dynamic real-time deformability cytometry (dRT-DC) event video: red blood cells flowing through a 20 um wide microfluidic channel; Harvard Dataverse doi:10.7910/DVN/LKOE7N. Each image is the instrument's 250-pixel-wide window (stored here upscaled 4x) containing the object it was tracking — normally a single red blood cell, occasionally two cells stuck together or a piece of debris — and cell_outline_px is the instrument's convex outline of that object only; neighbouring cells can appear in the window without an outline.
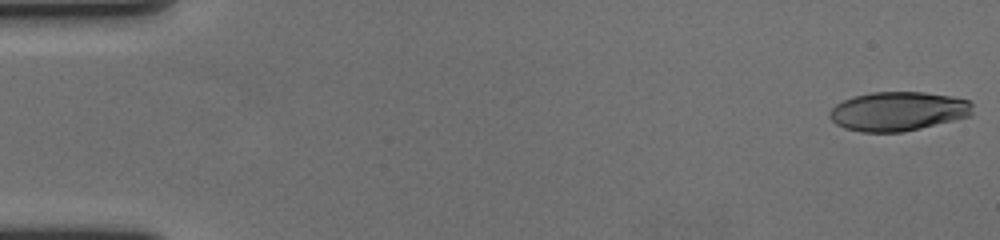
{"species": "human", "species_latin": "Homo sapiens", "temperature_condition": "cold", "stored_images_in_passage": 59, "camera_frame_rate_fps": 3000, "um_per_image_px": 0.085, "donor": {"sex": "female"}, "frame": {"image": 1, "passage_image": 1, "time_ms": 0.0, "image_size_px": [1000, 240], "cell_outline_px": [[972, 112], [968, 116], [904, 132], [860, 132], [844, 128], [836, 124], [828, 116], [828, 112], [836, 104], [852, 96], [872, 92], [924, 92], [952, 96], [968, 100], [972, 104]], "centroid_in_image_um": [76.29, 9.45], "position_along_channel_um": 8.7, "area_um2": 32.6}}
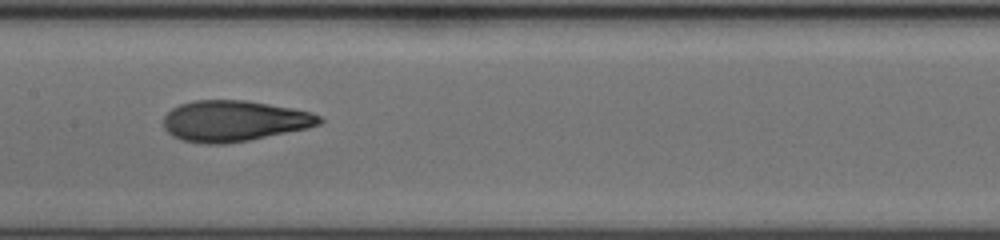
{"frame": {"image": 2, "passage_image": 30, "time_ms": 9.667, "image_size_px": [1000, 240], "cell_outline_px": [[324, 120], [320, 124], [308, 128], [248, 140], [224, 144], [204, 144], [180, 140], [172, 136], [164, 128], [164, 116], [172, 108], [180, 104], [196, 100], [244, 100], [292, 108], [312, 112], [320, 116]], "centroid_in_image_um": [19.89, 10.28], "position_along_channel_um": 187.5, "area_um2": 37.17}}
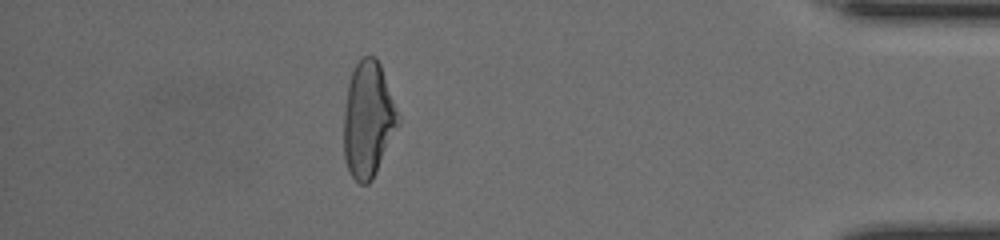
{"frame": {"image": 3, "passage_image": 52, "time_ms": 17.0, "image_size_px": [1000, 240], "cell_outline_px": [[400, 124], [372, 180], [368, 184], [360, 184], [348, 172], [344, 156], [344, 108], [348, 84], [352, 72], [356, 64], [364, 56], [376, 56], [380, 64], [400, 116]], "centroid_in_image_um": [31.3, 10.18], "position_along_channel_um": 403.9, "area_um2": 36.76}, "authors_computed_cell_mechanics": {"area_um2": 36.4718, "velocity_mm_per_s": 3.5708, "shape_relaxation_time_tau1_ms": 5.1948, "shape_relaxation_time_tau2_ms": 1.6679, "deformation_change_tau1": 0.2242, "deformation_change_tau2": 0.0888}}